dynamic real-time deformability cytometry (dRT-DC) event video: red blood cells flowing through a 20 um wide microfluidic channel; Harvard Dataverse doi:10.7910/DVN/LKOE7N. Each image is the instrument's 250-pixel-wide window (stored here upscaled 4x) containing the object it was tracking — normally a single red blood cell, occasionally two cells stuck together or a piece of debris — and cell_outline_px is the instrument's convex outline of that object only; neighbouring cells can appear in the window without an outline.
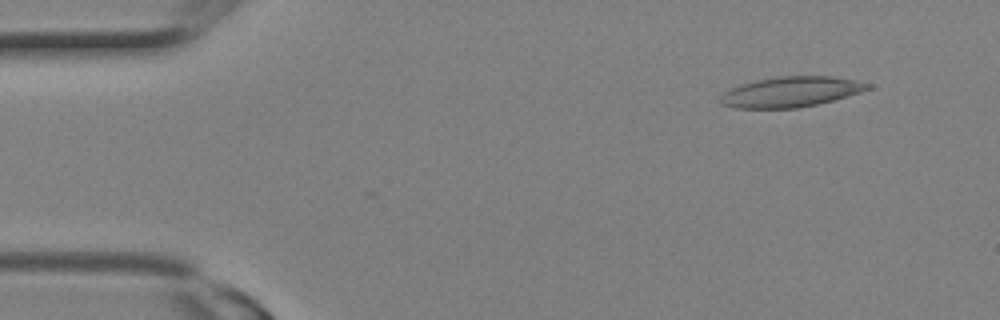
{"species": "Egyptian fruit bat (a non-hibernating species)", "species_latin": "Rousettus aegyptiacus", "temperature_condition": "room temperature", "stored_images_in_passage": 9, "camera_frame_rate_fps": 3000, "um_per_image_px": 0.085, "animal": {"sex": "female"}, "frame": {"image": 1, "passage_image": 1, "time_ms": 0.0, "image_size_px": [1000, 320], "cell_outline_px": [[872, 88], [848, 96], [816, 104], [796, 108], [736, 108], [720, 104], [716, 100], [724, 92], [740, 84], [756, 80], [776, 76], [832, 76], [856, 80], [872, 84]], "centroid_in_image_um": [67.2, 7.8], "position_along_channel_um": 17.8, "area_um2": 26.18}}
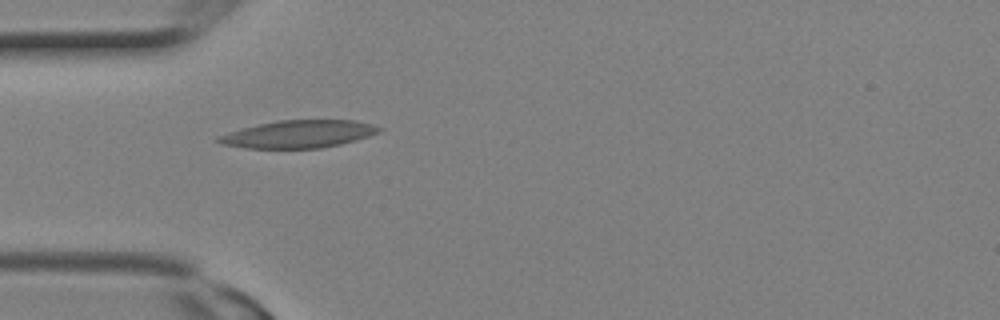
{"frame": {"image": 2, "passage_image": 6, "time_ms": 1.667, "image_size_px": [1000, 320], "cell_outline_px": [[384, 128], [380, 132], [368, 136], [340, 144], [320, 148], [244, 148], [220, 144], [212, 140], [220, 136], [244, 128], [260, 124], [280, 120], [356, 120], [372, 124]], "centroid_in_image_um": [25.4, 11.4], "position_along_channel_um": 59.6, "area_um2": 25.61}}
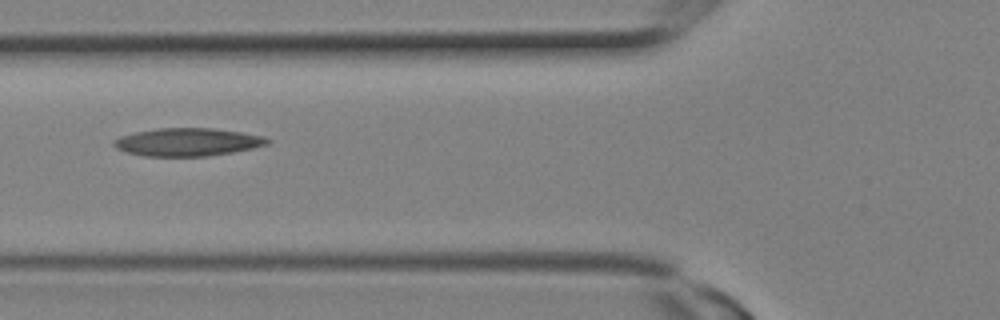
{"frame": {"image": 3, "passage_image": 8, "time_ms": 2.333, "image_size_px": [1000, 320], "cell_outline_px": [[272, 140], [268, 144], [252, 148], [232, 152], [208, 156], [144, 156], [128, 152], [116, 148], [112, 144], [112, 140], [120, 136], [136, 132], [156, 128], [212, 128], [240, 132], [264, 136]], "centroid_in_image_um": [15.93, 12.07], "position_along_channel_um": 109.9, "area_um2": 24.97}}